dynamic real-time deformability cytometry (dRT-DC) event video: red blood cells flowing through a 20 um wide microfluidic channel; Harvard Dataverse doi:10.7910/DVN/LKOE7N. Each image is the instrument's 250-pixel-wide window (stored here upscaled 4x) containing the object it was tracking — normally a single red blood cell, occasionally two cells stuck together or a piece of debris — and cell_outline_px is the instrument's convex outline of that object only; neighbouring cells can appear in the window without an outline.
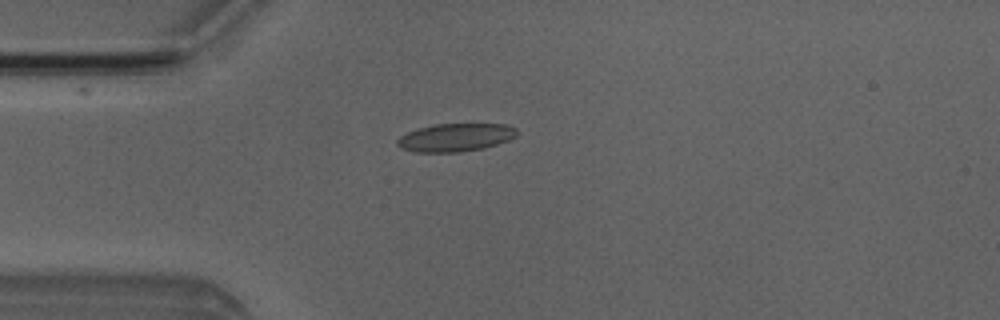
{"species": "Egyptian fruit bat (a non-hibernating species)", "species_latin": "Rousettus aegyptiacus", "temperature_condition": "room temperature", "stored_images_in_passage": 2, "camera_frame_rate_fps": 3000, "um_per_image_px": 0.085, "animal": {"sex": "male"}, "frame": {"image": 1, "passage_image": 2, "time_ms": 1.0, "image_size_px": [1000, 320], "cell_outline_px": [[520, 132], [516, 136], [508, 140], [496, 144], [480, 148], [460, 152], [416, 152], [400, 148], [396, 144], [396, 140], [400, 136], [408, 132], [432, 124], [504, 124], [516, 128]], "centroid_in_image_um": [38.7, 11.68], "position_along_channel_um": 46.3, "area_um2": 19.48}}